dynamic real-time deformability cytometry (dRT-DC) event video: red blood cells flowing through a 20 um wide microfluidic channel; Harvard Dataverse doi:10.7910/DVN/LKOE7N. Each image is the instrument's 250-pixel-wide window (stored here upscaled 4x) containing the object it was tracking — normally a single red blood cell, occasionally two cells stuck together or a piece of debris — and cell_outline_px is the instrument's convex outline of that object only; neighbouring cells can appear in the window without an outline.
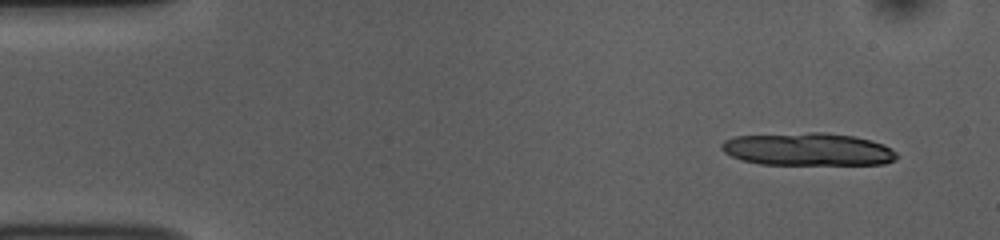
{"species": "common noctule bat (a hibernating species)", "species_latin": "Nyctalus noctula", "temperature_condition": "room temperature", "stored_images_in_passage": 11, "camera_frame_rate_fps": 3000, "um_per_image_px": 0.085, "animal": {"sex": "female", "body_mass_g": 10.0, "forearm_length_mm": 53.1}, "frame": {"image": 1, "passage_image": 1, "time_ms": 0.0, "image_size_px": [1000, 240], "cell_outline_px": [[896, 160], [884, 164], [760, 164], [744, 160], [732, 156], [724, 152], [720, 148], [720, 144], [724, 140], [736, 136], [808, 132], [824, 132], [852, 136], [872, 140], [884, 144], [896, 152]], "centroid_in_image_um": [68.67, 12.68], "position_along_channel_um": 16.3, "area_um2": 33.41}}